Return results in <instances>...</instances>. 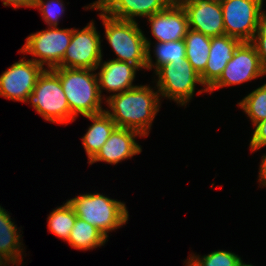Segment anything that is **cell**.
I'll return each mask as SVG.
<instances>
[{
  "label": "cell",
  "instance_id": "obj_1",
  "mask_svg": "<svg viewBox=\"0 0 266 266\" xmlns=\"http://www.w3.org/2000/svg\"><path fill=\"white\" fill-rule=\"evenodd\" d=\"M104 103L110 108H106L105 112L117 127L138 131L143 138L149 136L153 121L161 108L159 92L155 85L151 87L150 84H140L106 96Z\"/></svg>",
  "mask_w": 266,
  "mask_h": 266
},
{
  "label": "cell",
  "instance_id": "obj_2",
  "mask_svg": "<svg viewBox=\"0 0 266 266\" xmlns=\"http://www.w3.org/2000/svg\"><path fill=\"white\" fill-rule=\"evenodd\" d=\"M84 8L99 11L98 16L104 26L105 38L117 56L113 59L130 62L140 70H146L147 45L144 31L140 29L139 23L110 17L93 2Z\"/></svg>",
  "mask_w": 266,
  "mask_h": 266
},
{
  "label": "cell",
  "instance_id": "obj_3",
  "mask_svg": "<svg viewBox=\"0 0 266 266\" xmlns=\"http://www.w3.org/2000/svg\"><path fill=\"white\" fill-rule=\"evenodd\" d=\"M52 70L60 78L71 111V123L79 115L87 116L105 111L102 108L104 99L99 93L96 70L64 67H55Z\"/></svg>",
  "mask_w": 266,
  "mask_h": 266
},
{
  "label": "cell",
  "instance_id": "obj_4",
  "mask_svg": "<svg viewBox=\"0 0 266 266\" xmlns=\"http://www.w3.org/2000/svg\"><path fill=\"white\" fill-rule=\"evenodd\" d=\"M77 217L95 226L108 239L113 232L128 223L126 203L103 193H85L67 200Z\"/></svg>",
  "mask_w": 266,
  "mask_h": 266
},
{
  "label": "cell",
  "instance_id": "obj_5",
  "mask_svg": "<svg viewBox=\"0 0 266 266\" xmlns=\"http://www.w3.org/2000/svg\"><path fill=\"white\" fill-rule=\"evenodd\" d=\"M25 103L45 121L65 126L71 123V111L60 78L52 69H44L39 75Z\"/></svg>",
  "mask_w": 266,
  "mask_h": 266
},
{
  "label": "cell",
  "instance_id": "obj_6",
  "mask_svg": "<svg viewBox=\"0 0 266 266\" xmlns=\"http://www.w3.org/2000/svg\"><path fill=\"white\" fill-rule=\"evenodd\" d=\"M154 76L160 99L173 100L178 106H186L194 97L196 85L203 87L200 74L188 60L168 63L159 67ZM155 82V83H154Z\"/></svg>",
  "mask_w": 266,
  "mask_h": 266
},
{
  "label": "cell",
  "instance_id": "obj_7",
  "mask_svg": "<svg viewBox=\"0 0 266 266\" xmlns=\"http://www.w3.org/2000/svg\"><path fill=\"white\" fill-rule=\"evenodd\" d=\"M72 32L73 28L48 27L31 33L26 37V42L19 52L31 55V60L43 68L53 69L63 60L71 42Z\"/></svg>",
  "mask_w": 266,
  "mask_h": 266
},
{
  "label": "cell",
  "instance_id": "obj_8",
  "mask_svg": "<svg viewBox=\"0 0 266 266\" xmlns=\"http://www.w3.org/2000/svg\"><path fill=\"white\" fill-rule=\"evenodd\" d=\"M264 0H224L221 3L225 34L251 42L266 14L263 10Z\"/></svg>",
  "mask_w": 266,
  "mask_h": 266
},
{
  "label": "cell",
  "instance_id": "obj_9",
  "mask_svg": "<svg viewBox=\"0 0 266 266\" xmlns=\"http://www.w3.org/2000/svg\"><path fill=\"white\" fill-rule=\"evenodd\" d=\"M102 41L93 19L81 30L73 27L71 42L57 67L96 70L103 58Z\"/></svg>",
  "mask_w": 266,
  "mask_h": 266
},
{
  "label": "cell",
  "instance_id": "obj_10",
  "mask_svg": "<svg viewBox=\"0 0 266 266\" xmlns=\"http://www.w3.org/2000/svg\"><path fill=\"white\" fill-rule=\"evenodd\" d=\"M263 76H266V71L260 65L254 45L251 42H241L220 78L208 89V93L211 94L217 89L251 82Z\"/></svg>",
  "mask_w": 266,
  "mask_h": 266
},
{
  "label": "cell",
  "instance_id": "obj_11",
  "mask_svg": "<svg viewBox=\"0 0 266 266\" xmlns=\"http://www.w3.org/2000/svg\"><path fill=\"white\" fill-rule=\"evenodd\" d=\"M23 56L0 75V96L25 103L45 68Z\"/></svg>",
  "mask_w": 266,
  "mask_h": 266
},
{
  "label": "cell",
  "instance_id": "obj_12",
  "mask_svg": "<svg viewBox=\"0 0 266 266\" xmlns=\"http://www.w3.org/2000/svg\"><path fill=\"white\" fill-rule=\"evenodd\" d=\"M146 20L156 43L183 40L189 29L186 12L177 0Z\"/></svg>",
  "mask_w": 266,
  "mask_h": 266
},
{
  "label": "cell",
  "instance_id": "obj_13",
  "mask_svg": "<svg viewBox=\"0 0 266 266\" xmlns=\"http://www.w3.org/2000/svg\"><path fill=\"white\" fill-rule=\"evenodd\" d=\"M136 137L143 136L138 131L116 127L97 154L87 163L92 165L96 162H105L117 165L126 159H131L142 152Z\"/></svg>",
  "mask_w": 266,
  "mask_h": 266
},
{
  "label": "cell",
  "instance_id": "obj_14",
  "mask_svg": "<svg viewBox=\"0 0 266 266\" xmlns=\"http://www.w3.org/2000/svg\"><path fill=\"white\" fill-rule=\"evenodd\" d=\"M179 3L186 12L190 29L209 37L225 35L221 3L203 0Z\"/></svg>",
  "mask_w": 266,
  "mask_h": 266
},
{
  "label": "cell",
  "instance_id": "obj_15",
  "mask_svg": "<svg viewBox=\"0 0 266 266\" xmlns=\"http://www.w3.org/2000/svg\"><path fill=\"white\" fill-rule=\"evenodd\" d=\"M97 73L99 93L100 96L106 100V95H103L102 92L105 90L111 95L121 93L125 90L132 89L138 85H134L136 72L140 69L130 63L122 62L115 59H111L98 64L96 71Z\"/></svg>",
  "mask_w": 266,
  "mask_h": 266
},
{
  "label": "cell",
  "instance_id": "obj_16",
  "mask_svg": "<svg viewBox=\"0 0 266 266\" xmlns=\"http://www.w3.org/2000/svg\"><path fill=\"white\" fill-rule=\"evenodd\" d=\"M173 1L175 0H95L93 3L110 17L136 22V18H148L166 9Z\"/></svg>",
  "mask_w": 266,
  "mask_h": 266
},
{
  "label": "cell",
  "instance_id": "obj_17",
  "mask_svg": "<svg viewBox=\"0 0 266 266\" xmlns=\"http://www.w3.org/2000/svg\"><path fill=\"white\" fill-rule=\"evenodd\" d=\"M241 41L228 35L211 37L209 57L205 70L200 74L203 89L197 93H208V89L220 78L227 63L233 58L235 49Z\"/></svg>",
  "mask_w": 266,
  "mask_h": 266
},
{
  "label": "cell",
  "instance_id": "obj_18",
  "mask_svg": "<svg viewBox=\"0 0 266 266\" xmlns=\"http://www.w3.org/2000/svg\"><path fill=\"white\" fill-rule=\"evenodd\" d=\"M84 117L92 122L88 129H86L87 131L84 136L81 137L82 145L89 162L97 154L117 126L105 111Z\"/></svg>",
  "mask_w": 266,
  "mask_h": 266
},
{
  "label": "cell",
  "instance_id": "obj_19",
  "mask_svg": "<svg viewBox=\"0 0 266 266\" xmlns=\"http://www.w3.org/2000/svg\"><path fill=\"white\" fill-rule=\"evenodd\" d=\"M21 239V230L12 221L10 213L0 205V252L7 255L16 266L22 265L26 250Z\"/></svg>",
  "mask_w": 266,
  "mask_h": 266
},
{
  "label": "cell",
  "instance_id": "obj_20",
  "mask_svg": "<svg viewBox=\"0 0 266 266\" xmlns=\"http://www.w3.org/2000/svg\"><path fill=\"white\" fill-rule=\"evenodd\" d=\"M147 45V66L146 70H152L155 72L159 67L168 63H176L186 60V44L184 39L165 43H153L145 35ZM154 45H153V44ZM153 45V46H152ZM151 46L153 50H151ZM151 51L155 60L151 56Z\"/></svg>",
  "mask_w": 266,
  "mask_h": 266
},
{
  "label": "cell",
  "instance_id": "obj_21",
  "mask_svg": "<svg viewBox=\"0 0 266 266\" xmlns=\"http://www.w3.org/2000/svg\"><path fill=\"white\" fill-rule=\"evenodd\" d=\"M108 242L107 238L95 226L77 217L71 230L70 237L66 242L71 248L77 250H93L100 248Z\"/></svg>",
  "mask_w": 266,
  "mask_h": 266
},
{
  "label": "cell",
  "instance_id": "obj_22",
  "mask_svg": "<svg viewBox=\"0 0 266 266\" xmlns=\"http://www.w3.org/2000/svg\"><path fill=\"white\" fill-rule=\"evenodd\" d=\"M184 41L186 44V60L189 61L196 72L201 74L207 65L211 37L189 28Z\"/></svg>",
  "mask_w": 266,
  "mask_h": 266
},
{
  "label": "cell",
  "instance_id": "obj_23",
  "mask_svg": "<svg viewBox=\"0 0 266 266\" xmlns=\"http://www.w3.org/2000/svg\"><path fill=\"white\" fill-rule=\"evenodd\" d=\"M76 214L72 206L66 200L63 205L54 208L47 217L48 231L63 240L68 241L71 230L76 221Z\"/></svg>",
  "mask_w": 266,
  "mask_h": 266
},
{
  "label": "cell",
  "instance_id": "obj_24",
  "mask_svg": "<svg viewBox=\"0 0 266 266\" xmlns=\"http://www.w3.org/2000/svg\"><path fill=\"white\" fill-rule=\"evenodd\" d=\"M238 107L255 125L266 119V83L254 89L237 103Z\"/></svg>",
  "mask_w": 266,
  "mask_h": 266
},
{
  "label": "cell",
  "instance_id": "obj_25",
  "mask_svg": "<svg viewBox=\"0 0 266 266\" xmlns=\"http://www.w3.org/2000/svg\"><path fill=\"white\" fill-rule=\"evenodd\" d=\"M241 260L239 255L227 250H216L203 256L191 253L187 258L192 266H237Z\"/></svg>",
  "mask_w": 266,
  "mask_h": 266
},
{
  "label": "cell",
  "instance_id": "obj_26",
  "mask_svg": "<svg viewBox=\"0 0 266 266\" xmlns=\"http://www.w3.org/2000/svg\"><path fill=\"white\" fill-rule=\"evenodd\" d=\"M33 8L38 9L48 27H58L59 20L65 13L63 0H33Z\"/></svg>",
  "mask_w": 266,
  "mask_h": 266
},
{
  "label": "cell",
  "instance_id": "obj_27",
  "mask_svg": "<svg viewBox=\"0 0 266 266\" xmlns=\"http://www.w3.org/2000/svg\"><path fill=\"white\" fill-rule=\"evenodd\" d=\"M251 43L257 51L261 67L266 71V14L261 18Z\"/></svg>",
  "mask_w": 266,
  "mask_h": 266
},
{
  "label": "cell",
  "instance_id": "obj_28",
  "mask_svg": "<svg viewBox=\"0 0 266 266\" xmlns=\"http://www.w3.org/2000/svg\"><path fill=\"white\" fill-rule=\"evenodd\" d=\"M252 127H254V131L250 137L249 147L251 152H255L266 147V119L256 123Z\"/></svg>",
  "mask_w": 266,
  "mask_h": 266
},
{
  "label": "cell",
  "instance_id": "obj_29",
  "mask_svg": "<svg viewBox=\"0 0 266 266\" xmlns=\"http://www.w3.org/2000/svg\"><path fill=\"white\" fill-rule=\"evenodd\" d=\"M4 6H13L14 10L20 7L33 8V0H1Z\"/></svg>",
  "mask_w": 266,
  "mask_h": 266
},
{
  "label": "cell",
  "instance_id": "obj_30",
  "mask_svg": "<svg viewBox=\"0 0 266 266\" xmlns=\"http://www.w3.org/2000/svg\"><path fill=\"white\" fill-rule=\"evenodd\" d=\"M257 178L258 182L260 183L259 184L260 188L266 187V154H263L261 157Z\"/></svg>",
  "mask_w": 266,
  "mask_h": 266
},
{
  "label": "cell",
  "instance_id": "obj_31",
  "mask_svg": "<svg viewBox=\"0 0 266 266\" xmlns=\"http://www.w3.org/2000/svg\"><path fill=\"white\" fill-rule=\"evenodd\" d=\"M16 266L15 263L4 253L0 252V266Z\"/></svg>",
  "mask_w": 266,
  "mask_h": 266
},
{
  "label": "cell",
  "instance_id": "obj_32",
  "mask_svg": "<svg viewBox=\"0 0 266 266\" xmlns=\"http://www.w3.org/2000/svg\"><path fill=\"white\" fill-rule=\"evenodd\" d=\"M178 2H194L199 0H177ZM208 2H214V3H222L224 0H203Z\"/></svg>",
  "mask_w": 266,
  "mask_h": 266
},
{
  "label": "cell",
  "instance_id": "obj_33",
  "mask_svg": "<svg viewBox=\"0 0 266 266\" xmlns=\"http://www.w3.org/2000/svg\"><path fill=\"white\" fill-rule=\"evenodd\" d=\"M237 266H255V265H253L251 263L247 264V263L243 262V260H241V262Z\"/></svg>",
  "mask_w": 266,
  "mask_h": 266
}]
</instances>
